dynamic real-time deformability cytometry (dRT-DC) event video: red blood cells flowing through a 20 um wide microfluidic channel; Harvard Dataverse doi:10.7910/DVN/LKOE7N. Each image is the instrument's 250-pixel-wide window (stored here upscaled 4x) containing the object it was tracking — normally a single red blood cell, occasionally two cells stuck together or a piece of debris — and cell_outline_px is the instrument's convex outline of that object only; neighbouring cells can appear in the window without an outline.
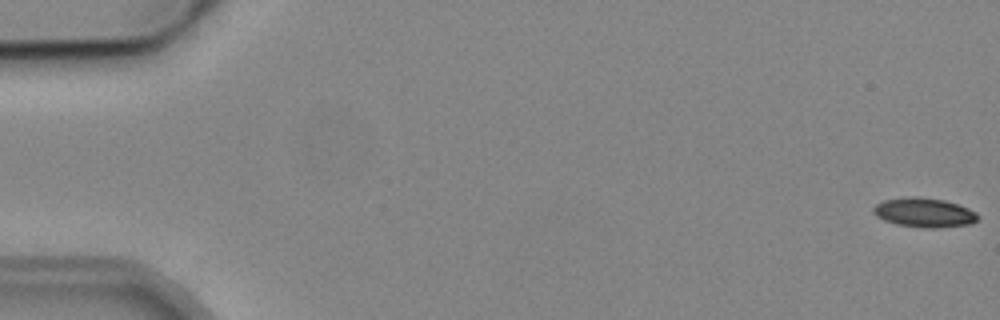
{"species": "common noctule bat (a hibernating species)", "species_latin": "Nyctalus noctula", "temperature_condition": "cold", "stored_images_in_passage": 7, "camera_frame_rate_fps": 3000, "um_per_image_px": 0.085, "animal": {"sex": "male", "body_mass_g": 19.2, "forearm_length_mm": 51.8}, "frame": {"image": 1, "passage_image": 1, "time_ms": 0.0, "image_size_px": [1000, 320], "cell_outline_px": [[980, 216], [972, 224], [936, 228], [924, 228], [896, 224], [884, 220], [876, 216], [872, 212], [872, 208], [876, 204], [884, 200], [908, 196], [916, 196], [944, 200], [968, 208], [976, 212]], "centroid_in_image_um": [78.54, 18.07], "position_along_channel_um": 6.5, "area_um2": 17.98}}